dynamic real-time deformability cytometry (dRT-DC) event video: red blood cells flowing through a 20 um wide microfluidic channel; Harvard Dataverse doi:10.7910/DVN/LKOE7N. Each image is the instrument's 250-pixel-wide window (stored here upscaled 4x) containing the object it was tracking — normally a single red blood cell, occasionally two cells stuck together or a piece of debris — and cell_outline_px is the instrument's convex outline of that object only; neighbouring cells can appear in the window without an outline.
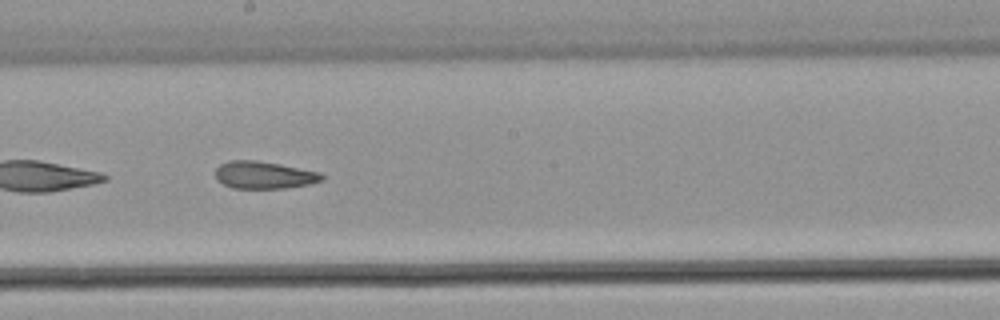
{"species": "common noctule bat (a hibernating species)", "species_latin": "Nyctalus noctula", "temperature_condition": "warm", "stored_images_in_passage": 31, "camera_frame_rate_fps": 3000, "um_per_image_px": 0.085, "animal": {"sex": "male", "body_mass_g": 21.5, "forearm_length_mm": 52.0}, "frame": {"image": 1, "passage_image": 14, "time_ms": 4.333, "image_size_px": [1000, 320], "cell_outline_px": [[324, 180], [312, 184], [288, 188], [232, 188], [216, 180], [216, 168], [220, 164], [228, 160], [256, 160], [280, 164], [320, 172], [324, 176]], "centroid_in_image_um": [22.46, 14.88], "position_along_channel_um": 225.7, "area_um2": 17.17}, "authors_computed_cell_mechanics": {"area_um2": 17.5712, "velocity_mm_per_s": 3.8749, "shape_relaxation_time_tau1_ms": null, "shape_relaxation_time_tau2_ms": 4.4173, "deformation_change_tau1": null, "deformation_change_tau2": 0.1187}}